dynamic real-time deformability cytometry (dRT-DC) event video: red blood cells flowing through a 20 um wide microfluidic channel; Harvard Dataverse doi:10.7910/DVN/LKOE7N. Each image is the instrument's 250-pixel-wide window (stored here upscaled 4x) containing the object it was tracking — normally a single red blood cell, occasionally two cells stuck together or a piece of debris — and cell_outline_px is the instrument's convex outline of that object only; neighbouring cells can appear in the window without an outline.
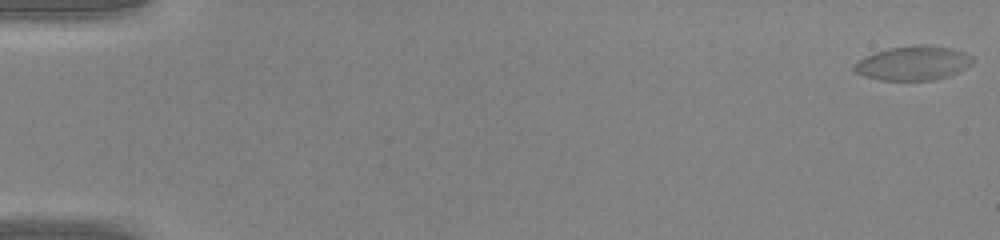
{"species": "common noctule bat (a hibernating species)", "species_latin": "Nyctalus noctula", "temperature_condition": "warm", "stored_images_in_passage": 51, "camera_frame_rate_fps": 3000, "um_per_image_px": 0.085, "animal": {"sex": "male", "body_mass_g": 20.0, "forearm_length_mm": 53.3}, "frame": {"image": 1, "passage_image": 1, "time_ms": 0.0, "image_size_px": [1000, 240], "cell_outline_px": [[976, 60], [972, 64], [960, 72], [936, 80], [880, 80], [864, 76], [856, 72], [852, 68], [852, 64], [876, 52], [888, 48], [952, 48], [964, 52], [972, 56]], "centroid_in_image_um": [77.64, 5.43], "position_along_channel_um": 7.4, "area_um2": 22.83}}
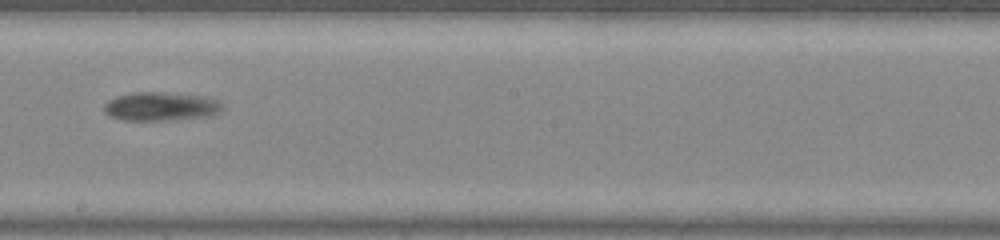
{"frame": {"image": 2, "passage_image": 30, "time_ms": 9.667, "image_size_px": [1000, 240], "cell_outline_px": [[224, 108], [220, 112], [212, 116], [168, 120], [124, 120], [108, 116], [104, 112], [104, 104], [108, 100], [116, 96], [132, 92], [160, 92], [204, 96], [216, 100]], "centroid_in_image_um": [13.64, 9.05], "position_along_channel_um": 234.6, "area_um2": 19.88}}
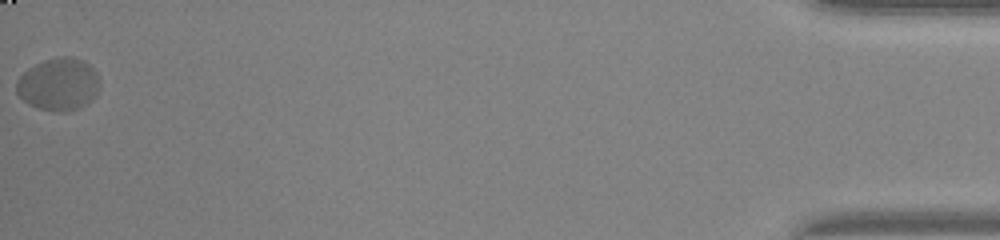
{"frame": {"image": 3, "passage_image": 51, "time_ms": 16.667, "image_size_px": [1000, 240], "cell_outline_px": [[100, 84], [96, 92], [80, 108], [68, 112], [56, 112], [40, 108], [28, 104], [16, 92], [16, 80], [28, 68], [44, 60], [60, 56], [72, 56], [84, 60], [96, 72], [100, 80]], "centroid_in_image_um": [4.97, 7.15], "position_along_channel_um": 430.2, "area_um2": 25.43}}